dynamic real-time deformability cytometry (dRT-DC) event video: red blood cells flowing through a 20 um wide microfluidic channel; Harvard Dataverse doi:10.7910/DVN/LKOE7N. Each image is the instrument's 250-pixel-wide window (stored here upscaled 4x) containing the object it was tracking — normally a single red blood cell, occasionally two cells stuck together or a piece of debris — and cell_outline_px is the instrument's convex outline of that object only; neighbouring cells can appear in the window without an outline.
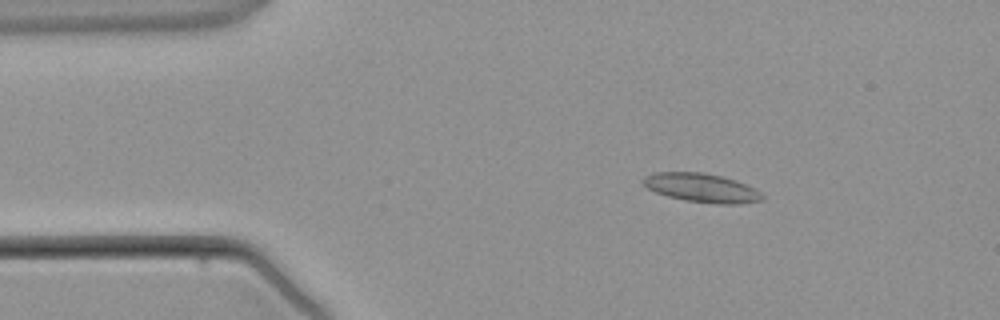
{"species": "common noctule bat (a hibernating species)", "species_latin": "Nyctalus noctula", "temperature_condition": "warm", "stored_images_in_passage": 3, "camera_frame_rate_fps": 3000, "um_per_image_px": 0.085, "animal": {"sex": "male", "body_mass_g": 21.5, "forearm_length_mm": 52.0}, "frame": {"image": 1, "passage_image": 1, "time_ms": 0.0, "image_size_px": [1000, 320], "cell_outline_px": [[764, 200], [740, 204], [716, 204], [684, 200], [668, 196], [656, 192], [648, 188], [640, 180], [644, 176], [656, 172], [704, 172], [736, 180], [760, 192], [764, 196]], "centroid_in_image_um": [59.63, 15.97], "position_along_channel_um": 25.4, "area_um2": 20.0}}
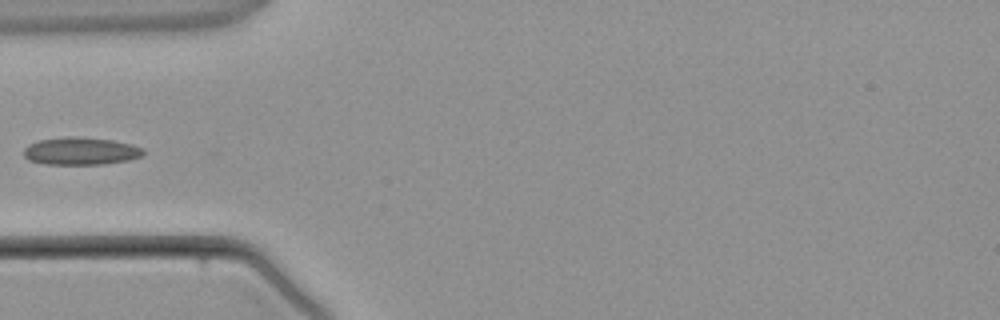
{"frame": {"image": 2, "passage_image": 3, "time_ms": 2.333, "image_size_px": [1000, 320], "cell_outline_px": [[144, 156], [128, 160], [104, 164], [44, 164], [28, 160], [24, 156], [24, 148], [28, 144], [40, 140], [68, 136], [76, 136], [112, 140], [132, 144], [144, 148]], "centroid_in_image_um": [6.88, 12.84], "position_along_channel_um": 78.1, "area_um2": 19.36}}